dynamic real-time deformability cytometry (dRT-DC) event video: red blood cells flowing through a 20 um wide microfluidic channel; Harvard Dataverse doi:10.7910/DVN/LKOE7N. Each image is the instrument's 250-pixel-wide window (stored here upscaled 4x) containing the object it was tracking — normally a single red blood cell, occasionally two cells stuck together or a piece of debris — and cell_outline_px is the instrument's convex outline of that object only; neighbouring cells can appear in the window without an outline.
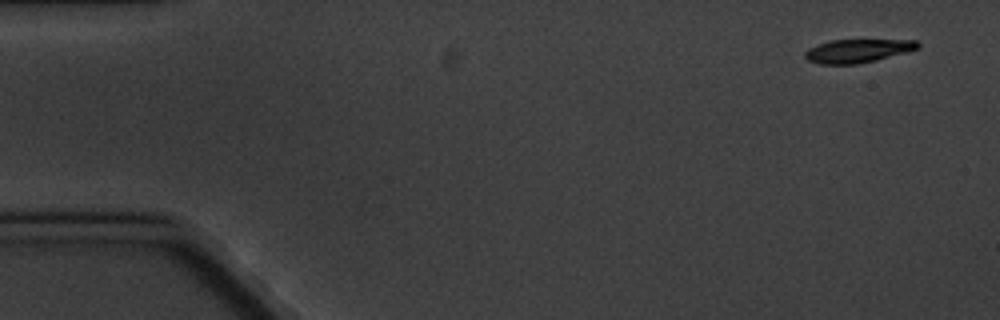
{"species": "common noctule bat (a hibernating species)", "species_latin": "Nyctalus noctula", "temperature_condition": "cold", "stored_images_in_passage": 4, "camera_frame_rate_fps": 3000, "um_per_image_px": 0.085, "animal": {"sex": "male", "body_mass_g": 20.1, "forearm_length_mm": 53.5}, "frame": {"image": 1, "passage_image": 1, "time_ms": 0.0, "image_size_px": [1000, 320], "cell_outline_px": [[920, 44], [916, 48], [904, 52], [876, 60], [856, 64], [820, 64], [808, 60], [804, 56], [804, 52], [808, 48], [816, 44], [832, 40], [916, 40]], "centroid_in_image_um": [72.82, 4.32], "position_along_channel_um": 12.2, "area_um2": 15.2}}